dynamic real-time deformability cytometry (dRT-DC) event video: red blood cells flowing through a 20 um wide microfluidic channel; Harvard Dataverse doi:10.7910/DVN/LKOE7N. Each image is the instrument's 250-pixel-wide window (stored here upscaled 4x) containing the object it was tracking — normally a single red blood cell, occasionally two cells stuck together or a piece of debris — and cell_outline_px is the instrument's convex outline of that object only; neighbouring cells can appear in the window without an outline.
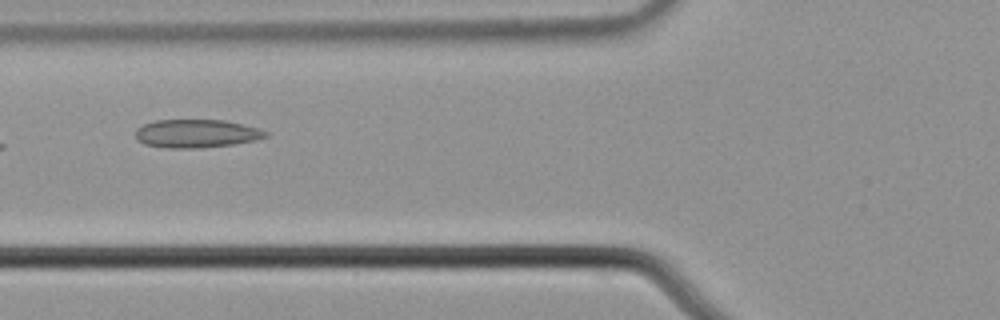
{"species": "common noctule bat (a hibernating species)", "species_latin": "Nyctalus noctula", "temperature_condition": "cold", "stored_images_in_passage": 7, "camera_frame_rate_fps": 3000, "um_per_image_px": 0.085, "animal": {"sex": "male", "body_mass_g": 21.5, "forearm_length_mm": 52.0}, "frame": {"image": 1, "passage_image": 6, "time_ms": 1.667, "image_size_px": [1000, 320], "cell_outline_px": [[268, 136], [256, 140], [232, 144], [200, 148], [164, 148], [144, 144], [136, 140], [136, 128], [144, 124], [156, 120], [224, 120], [260, 128], [268, 132]], "centroid_in_image_um": [16.69, 11.35], "position_along_channel_um": 109.1, "area_um2": 21.56}}
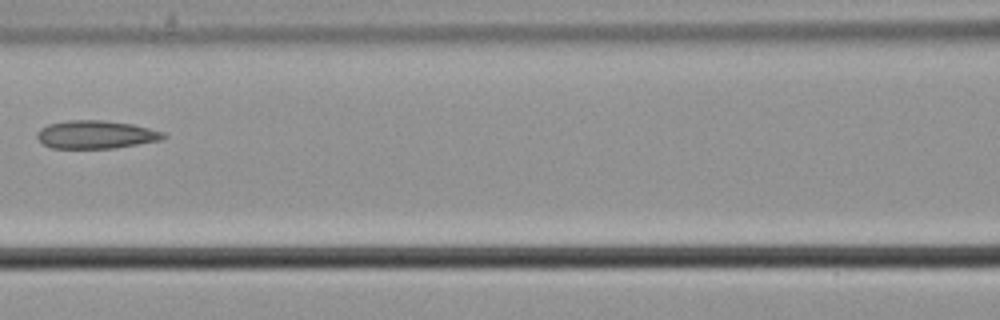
{"frame": {"image": 2, "passage_image": 7, "time_ms": 2.0, "image_size_px": [1000, 320], "cell_outline_px": [[168, 136], [160, 140], [116, 148], [52, 148], [44, 144], [36, 136], [36, 132], [40, 128], [48, 124], [68, 120], [104, 120], [132, 124], [164, 132]], "centroid_in_image_um": [8.15, 11.43], "position_along_channel_um": 158.5, "area_um2": 20.69}}